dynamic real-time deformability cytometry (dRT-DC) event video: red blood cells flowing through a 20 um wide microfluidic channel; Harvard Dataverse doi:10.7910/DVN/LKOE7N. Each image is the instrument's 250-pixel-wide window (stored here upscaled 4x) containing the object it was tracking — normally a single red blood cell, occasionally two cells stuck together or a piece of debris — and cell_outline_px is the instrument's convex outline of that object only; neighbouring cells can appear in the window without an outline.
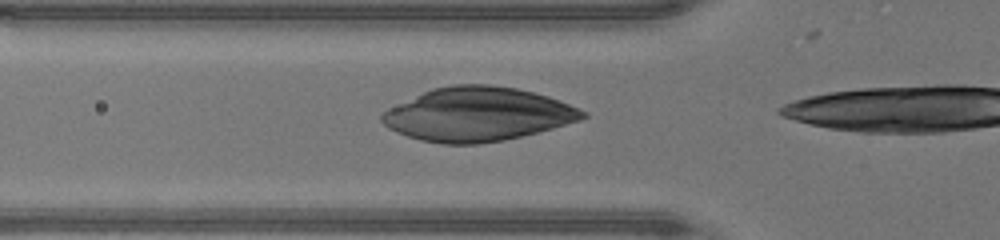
{"species": "human", "species_latin": "Homo sapiens", "temperature_condition": "warm", "stored_images_in_passage": 16, "camera_frame_rate_fps": 3000, "um_per_image_px": 0.085, "donor": {"sex": "male"}, "frame": {"image": 1, "passage_image": 3, "time_ms": 0.667, "image_size_px": [1000, 240], "cell_outline_px": [[588, 116], [580, 120], [552, 128], [504, 140], [476, 144], [444, 144], [420, 140], [396, 132], [388, 128], [380, 120], [380, 116], [388, 108], [432, 88], [452, 84], [488, 84], [516, 88], [548, 96], [580, 108], [588, 112]], "centroid_in_image_um": [40.59, 9.71], "position_along_channel_um": 85.2, "area_um2": 62.77}}
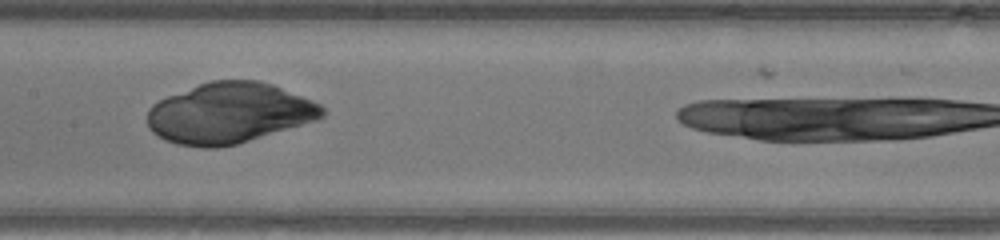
{"frame": {"image": 2, "passage_image": 10, "time_ms": 3.0, "image_size_px": [1000, 240], "cell_outline_px": [[324, 116], [320, 120], [236, 144], [216, 148], [200, 148], [176, 144], [164, 140], [152, 132], [148, 128], [148, 108], [152, 104], [168, 96], [200, 84], [212, 80], [260, 80], [272, 84], [312, 100], [320, 104], [324, 108]], "centroid_in_image_um": [19.5, 9.63], "position_along_channel_um": 187.9, "area_um2": 61.96}}
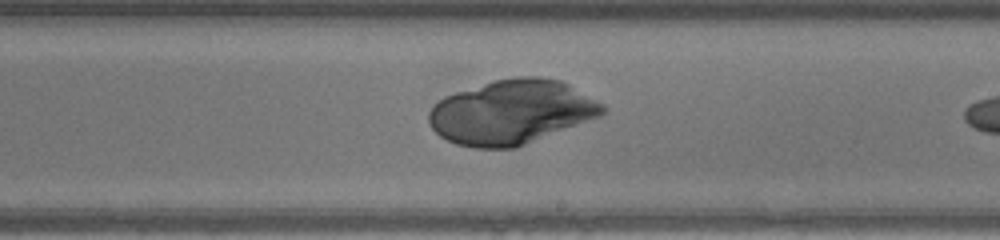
{"frame": {"image": 3, "passage_image": 14, "time_ms": 4.333, "image_size_px": [1000, 240], "cell_outline_px": [[608, 108], [600, 116], [516, 148], [472, 148], [456, 144], [440, 136], [428, 124], [428, 112], [444, 96], [492, 80], [516, 76], [540, 76], [560, 80], [568, 84], [604, 104]], "centroid_in_image_um": [43.48, 9.52], "position_along_channel_um": 245.5, "area_um2": 65.2}}